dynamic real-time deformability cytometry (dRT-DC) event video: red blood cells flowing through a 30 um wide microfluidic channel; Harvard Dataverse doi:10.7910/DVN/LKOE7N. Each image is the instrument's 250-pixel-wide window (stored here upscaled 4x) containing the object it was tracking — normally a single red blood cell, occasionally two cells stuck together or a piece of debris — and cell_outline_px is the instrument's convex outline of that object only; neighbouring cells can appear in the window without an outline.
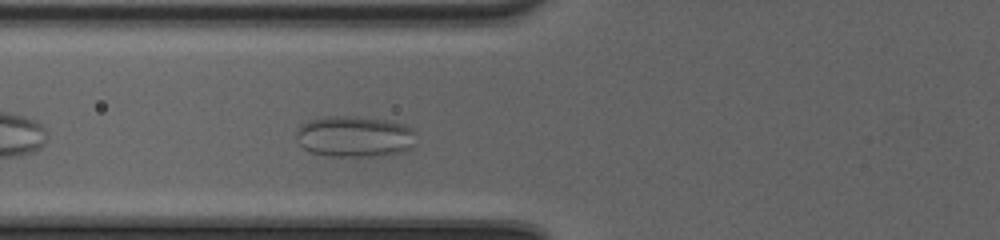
{"species": "common noctule bat (a hibernating species)", "species_latin": "Nyctalus noctula", "temperature_condition": "cold", "stored_images_in_passage": 35, "camera_frame_rate_fps": 3000, "um_per_image_px": 0.085, "animal": {"sex": "female", "body_mass_g": 20.0, "forearm_length_mm": 54.0}, "frame": {"image": 1, "passage_image": 6, "time_ms": 1.667, "image_size_px": [1000, 240], "cell_outline_px": [[412, 132], [404, 148], [400, 152], [384, 156], [324, 156], [312, 152], [304, 148], [300, 144], [296, 136], [300, 128], [308, 120], [324, 116], [360, 116], [384, 120], [400, 124], [408, 128]], "centroid_in_image_um": [29.99, 11.6], "position_along_channel_um": 95.8, "area_um2": 27.74}}
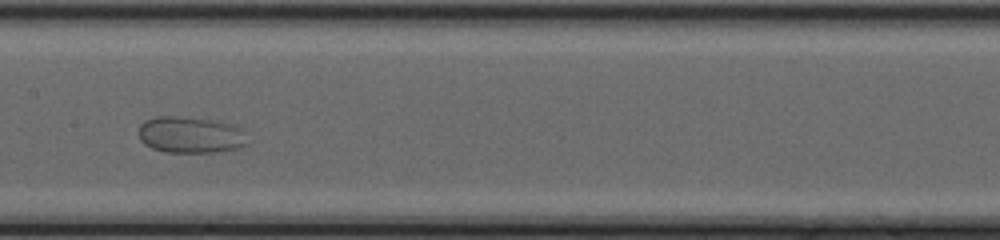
{"frame": {"image": 2, "passage_image": 13, "time_ms": 4.0, "image_size_px": [1000, 240], "cell_outline_px": [[244, 144], [236, 148], [216, 152], [164, 152], [152, 148], [140, 136], [140, 124], [156, 116], [176, 116], [212, 120], [224, 124], [232, 128]], "centroid_in_image_um": [16.01, 11.47], "position_along_channel_um": 191.4, "area_um2": 21.56}}
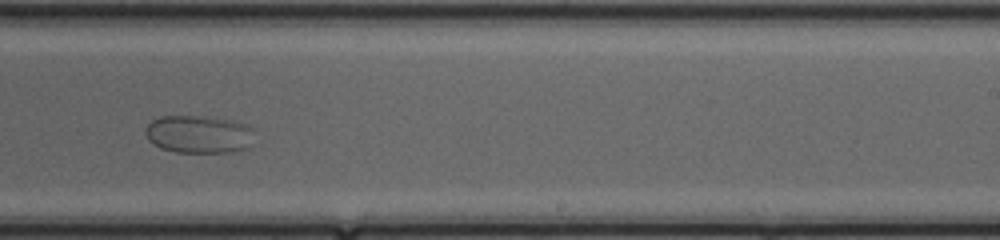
{"frame": {"image": 3, "passage_image": 19, "time_ms": 6.0, "image_size_px": [1000, 240], "cell_outline_px": [[248, 148], [232, 152], [176, 152], [160, 148], [148, 140], [148, 124], [152, 120], [160, 116], [196, 116], [224, 120], [244, 124], [248, 128]], "centroid_in_image_um": [16.79, 11.43], "position_along_channel_um": 272.2, "area_um2": 23.0}}